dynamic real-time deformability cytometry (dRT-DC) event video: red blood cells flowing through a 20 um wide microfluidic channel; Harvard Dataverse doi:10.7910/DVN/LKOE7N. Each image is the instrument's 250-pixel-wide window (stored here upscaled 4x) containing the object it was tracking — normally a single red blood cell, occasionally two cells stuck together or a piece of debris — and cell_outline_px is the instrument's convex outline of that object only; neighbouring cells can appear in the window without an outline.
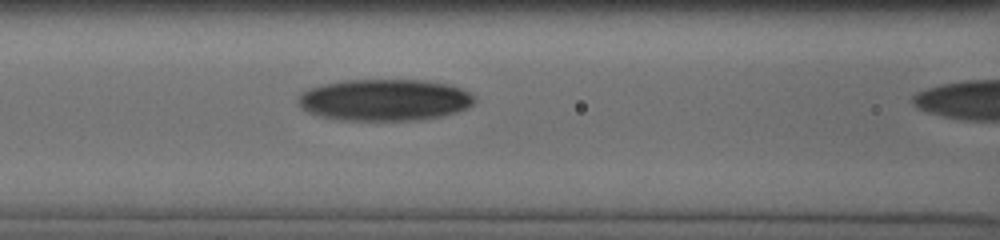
{"species": "human", "species_latin": "Homo sapiens", "temperature_condition": "cold", "stored_images_in_passage": 13, "segment_of_instrument_passage": [1, 2], "camera_frame_rate_fps": 3000, "um_per_image_px": 0.085, "donor": {"sex": "male"}, "frame": {"image": 1, "passage_image": 12, "time_ms": 7.333, "image_size_px": [1000, 240], "cell_outline_px": [[476, 100], [468, 108], [444, 116], [420, 120], [336, 120], [320, 116], [308, 112], [296, 100], [296, 96], [300, 92], [308, 88], [324, 84], [344, 80], [424, 80], [448, 84], [460, 88], [476, 96]], "centroid_in_image_um": [32.69, 8.5], "position_along_channel_um": 133.9, "area_um2": 43.18}}